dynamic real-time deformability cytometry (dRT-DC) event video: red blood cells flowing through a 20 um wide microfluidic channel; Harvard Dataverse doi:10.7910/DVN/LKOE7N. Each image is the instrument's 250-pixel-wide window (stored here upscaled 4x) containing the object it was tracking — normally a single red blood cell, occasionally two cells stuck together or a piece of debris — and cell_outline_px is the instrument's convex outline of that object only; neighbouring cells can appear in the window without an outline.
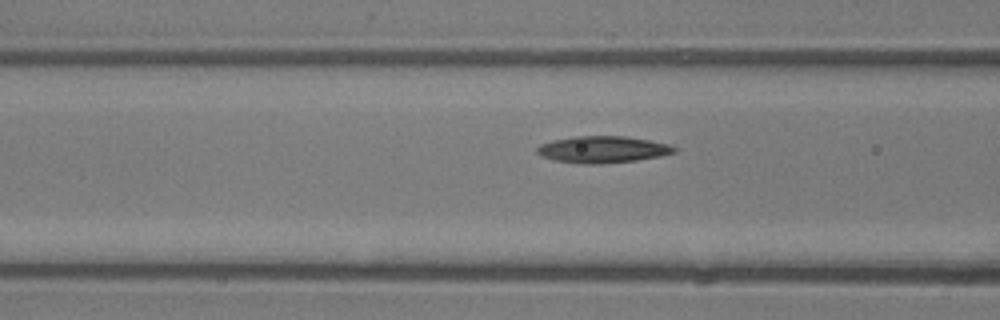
{"species": "common noctule bat (a hibernating species)", "species_latin": "Nyctalus noctula", "temperature_condition": "room temperature", "stored_images_in_passage": 15, "camera_frame_rate_fps": 3000, "um_per_image_px": 0.085, "animal": {"sex": "male", "body_mass_g": 13.3}, "frame": {"image": 1, "passage_image": 13, "time_ms": 4.0, "image_size_px": [1000, 320], "cell_outline_px": [[676, 152], [660, 156], [636, 160], [596, 164], [588, 164], [556, 160], [544, 156], [536, 152], [536, 148], [540, 144], [552, 140], [576, 136], [624, 136], [648, 140], [668, 144], [676, 148]], "centroid_in_image_um": [51.23, 12.69], "position_along_channel_um": 115.4, "area_um2": 21.04}}